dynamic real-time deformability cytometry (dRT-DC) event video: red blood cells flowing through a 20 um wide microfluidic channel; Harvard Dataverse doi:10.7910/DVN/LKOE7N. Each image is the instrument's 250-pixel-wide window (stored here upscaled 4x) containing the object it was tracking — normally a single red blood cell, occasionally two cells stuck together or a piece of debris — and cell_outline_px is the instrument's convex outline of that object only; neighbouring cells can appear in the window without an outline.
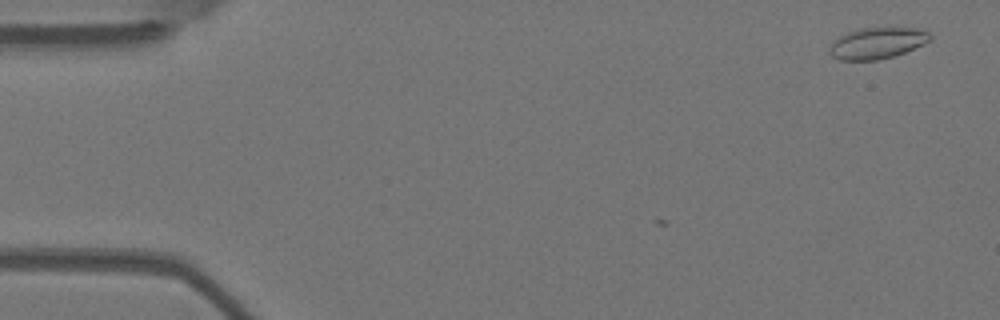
{"species": "Egyptian fruit bat (a non-hibernating species)", "species_latin": "Rousettus aegyptiacus", "temperature_condition": "warm", "stored_images_in_passage": 8, "camera_frame_rate_fps": 3000, "um_per_image_px": 0.085, "animal": {"sex": "female"}, "frame": {"image": 1, "passage_image": 1, "time_ms": 0.0, "image_size_px": [1000, 320], "cell_outline_px": [[932, 40], [924, 44], [904, 52], [892, 56], [876, 60], [840, 60], [832, 56], [828, 52], [832, 40], [848, 32], [860, 28], [924, 28], [932, 36]], "centroid_in_image_um": [74.57, 3.66], "position_along_channel_um": 10.4, "area_um2": 18.38}}
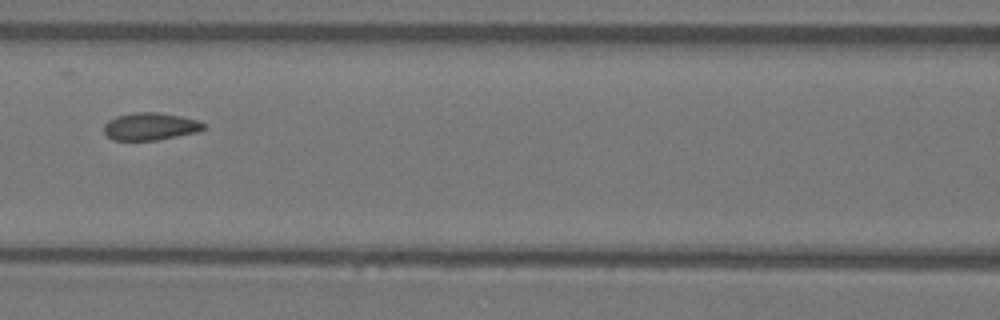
{"frame": {"image": 2, "passage_image": 6, "time_ms": 1.667, "image_size_px": [1000, 320], "cell_outline_px": [[204, 128], [196, 132], [156, 140], [112, 140], [104, 132], [104, 124], [108, 120], [116, 116], [136, 112], [156, 112], [180, 116], [196, 120], [204, 124]], "centroid_in_image_um": [12.72, 10.74], "position_along_channel_um": 153.9, "area_um2": 15.72}}
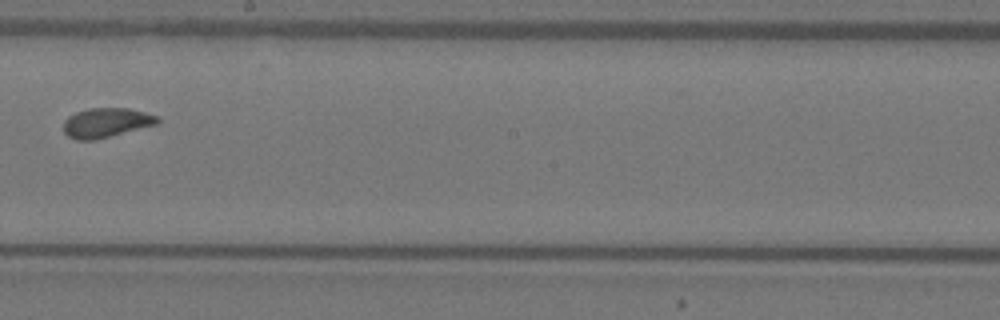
{"frame": {"image": 3, "passage_image": 8, "time_ms": 2.333, "image_size_px": [1000, 320], "cell_outline_px": [[160, 124], [96, 140], [76, 140], [68, 136], [64, 132], [64, 120], [68, 116], [76, 112], [92, 108], [128, 108], [144, 112], [156, 116], [160, 120]], "centroid_in_image_um": [9.05, 10.44], "position_along_channel_um": 239.2, "area_um2": 16.3}}